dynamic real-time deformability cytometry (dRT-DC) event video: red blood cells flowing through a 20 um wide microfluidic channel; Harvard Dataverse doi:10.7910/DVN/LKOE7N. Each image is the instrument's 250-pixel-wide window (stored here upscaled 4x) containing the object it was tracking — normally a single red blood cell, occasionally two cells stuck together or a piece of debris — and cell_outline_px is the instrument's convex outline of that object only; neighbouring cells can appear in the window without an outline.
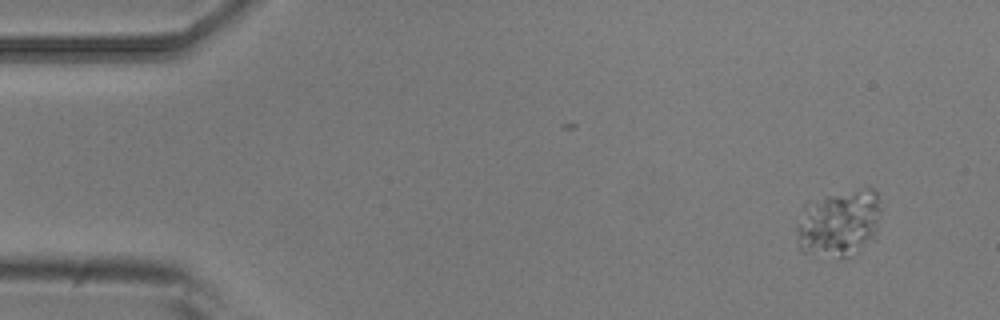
{"species": "common noctule bat (a hibernating species)", "species_latin": "Nyctalus noctula", "temperature_condition": "room temperature", "stored_images_in_passage": 11, "camera_frame_rate_fps": 3000, "um_per_image_px": 0.085, "animal": {"sex": "male", "body_mass_g": 20.5, "forearm_length_mm": 52.5}, "frame": {"image": 1, "passage_image": 2, "time_ms": 0.333, "image_size_px": [1000, 320], "cell_outline_px": [[880, 208], [876, 240], [852, 256], [840, 256], [800, 252], [796, 240], [796, 224], [804, 204], [828, 196], [868, 188], [872, 188], [876, 192]], "centroid_in_image_um": [71.32, 19.01], "position_along_channel_um": 13.7, "area_um2": 32.95}}
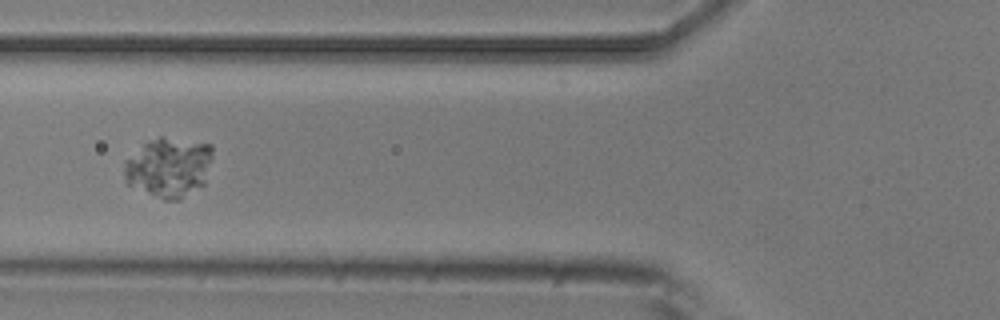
{"frame": {"image": 2, "passage_image": 6, "time_ms": 1.667, "image_size_px": [1000, 320], "cell_outline_px": [[212, 160], [204, 184], [180, 200], [164, 200], [128, 184], [124, 176], [124, 160], [148, 140], [160, 136], [164, 136], [212, 144]], "centroid_in_image_um": [14.35, 14.2], "position_along_channel_um": 111.4, "area_um2": 31.04}}
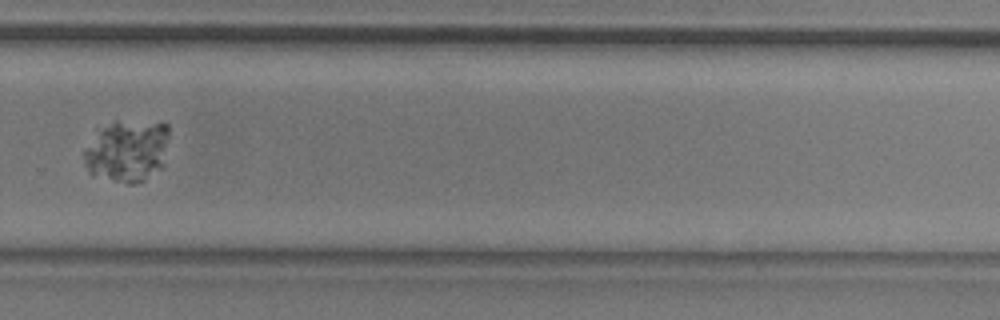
{"frame": {"image": 3, "passage_image": 11, "time_ms": 3.333, "image_size_px": [1000, 320], "cell_outline_px": [[168, 136], [164, 164], [160, 168], [144, 180], [132, 184], [128, 184], [92, 176], [88, 172], [84, 164], [84, 148], [104, 128], [116, 120], [164, 120], [168, 124]], "centroid_in_image_um": [10.85, 12.81], "position_along_channel_um": 319.0, "area_um2": 31.21}}